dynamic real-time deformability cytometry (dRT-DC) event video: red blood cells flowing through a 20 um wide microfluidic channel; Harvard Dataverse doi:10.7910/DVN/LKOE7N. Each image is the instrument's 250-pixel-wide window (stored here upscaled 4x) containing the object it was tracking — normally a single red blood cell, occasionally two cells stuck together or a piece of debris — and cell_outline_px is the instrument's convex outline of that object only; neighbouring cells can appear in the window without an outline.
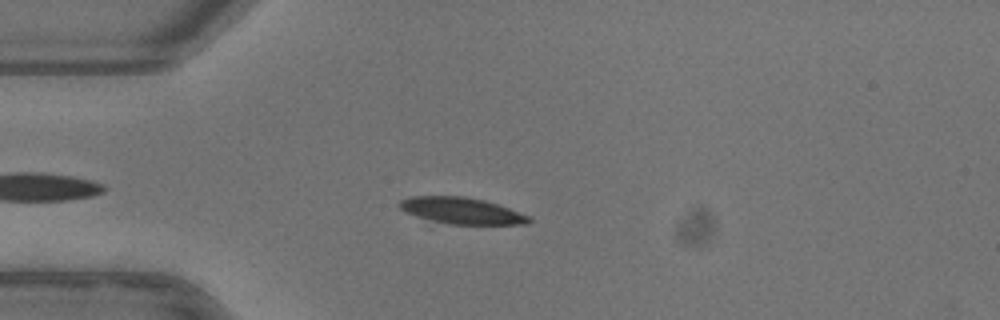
{"species": "common noctule bat (a hibernating species)", "species_latin": "Nyctalus noctula", "temperature_condition": "warm", "stored_images_in_passage": 41, "camera_frame_rate_fps": 3000, "um_per_image_px": 0.085, "animal": {"sex": "female"}, "frame": {"image": 1, "passage_image": 7, "time_ms": 2.0, "image_size_px": [1000, 320], "cell_outline_px": [[532, 220], [528, 224], [448, 224], [416, 216], [400, 208], [400, 200], [412, 196], [460, 196], [484, 200], [532, 216]], "centroid_in_image_um": [39.28, 17.91], "position_along_channel_um": 45.7, "area_um2": 19.65}}
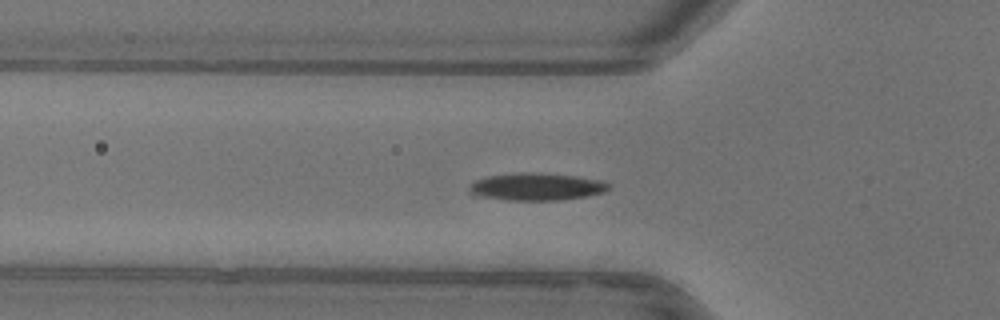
{"frame": {"image": 2, "passage_image": 11, "time_ms": 3.333, "image_size_px": [1000, 320], "cell_outline_px": [[612, 188], [604, 192], [584, 196], [560, 200], [508, 200], [472, 196], [468, 192], [468, 188], [476, 180], [488, 176], [576, 176], [600, 180], [612, 184]], "centroid_in_image_um": [45.62, 15.94], "position_along_channel_um": 80.2, "area_um2": 20.98}}
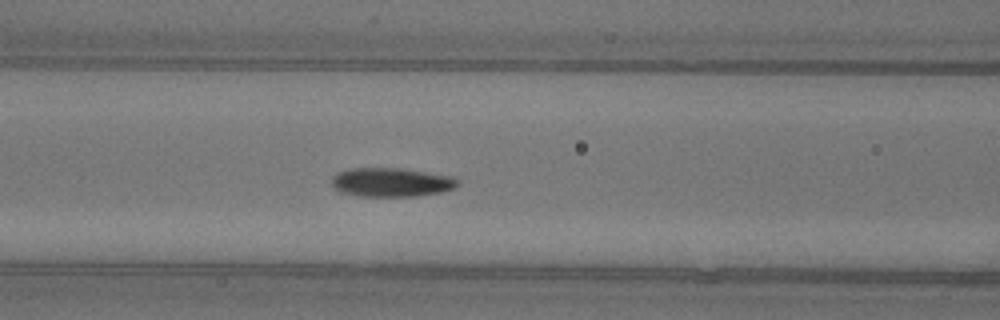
{"frame": {"image": 3, "passage_image": 15, "time_ms": 4.667, "image_size_px": [1000, 320], "cell_outline_px": [[456, 188], [440, 192], [416, 196], [360, 196], [340, 192], [332, 184], [332, 176], [336, 172], [348, 168], [400, 168], [452, 176], [456, 180]], "centroid_in_image_um": [33.21, 15.48], "position_along_channel_um": 133.4, "area_um2": 21.15}, "authors_computed_cell_mechanics": {"area_um2": 20.9814, "velocity_mm_per_s": 3.9231, "shape_relaxation_time_tau1_ms": 2.4262, "shape_relaxation_time_tau2_ms": 2.0784, "deformation_change_tau1": 0.1554, "deformation_change_tau2": 0.0545}}